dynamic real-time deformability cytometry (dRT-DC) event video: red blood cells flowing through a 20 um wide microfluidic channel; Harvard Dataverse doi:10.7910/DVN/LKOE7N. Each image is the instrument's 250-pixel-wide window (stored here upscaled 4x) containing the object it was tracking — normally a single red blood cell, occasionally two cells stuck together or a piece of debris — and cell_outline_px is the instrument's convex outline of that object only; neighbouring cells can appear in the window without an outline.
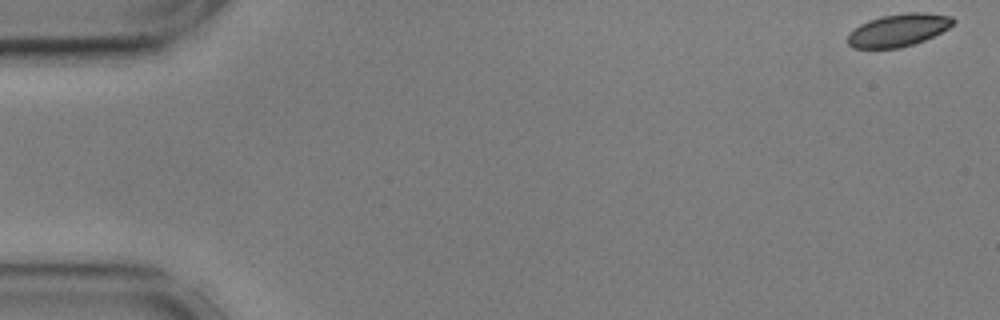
{"species": "common noctule bat (a hibernating species)", "species_latin": "Nyctalus noctula", "temperature_condition": "cold", "stored_images_in_passage": 56, "camera_frame_rate_fps": 3000, "um_per_image_px": 0.085, "animal": {"sex": "male", "body_mass_g": 17.9, "forearm_length_mm": 54.2}, "frame": {"image": 1, "passage_image": 1, "time_ms": 0.0, "image_size_px": [1000, 320], "cell_outline_px": [[956, 20], [948, 28], [924, 40], [900, 48], [852, 48], [848, 44], [848, 32], [860, 24], [868, 20], [880, 16], [908, 12], [924, 12], [952, 16]], "centroid_in_image_um": [76.33, 2.55], "position_along_channel_um": 8.7, "area_um2": 20.06}}
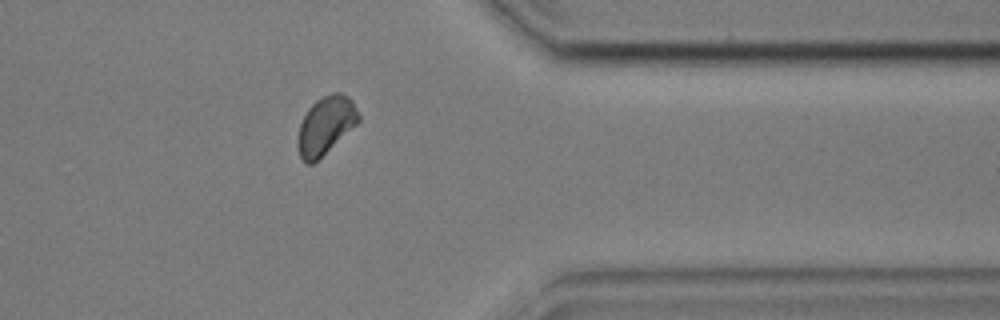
{"frame": {"image": 2, "passage_image": 45, "time_ms": 14.667, "image_size_px": [1000, 320], "cell_outline_px": [[360, 120], [356, 124], [312, 164], [304, 164], [300, 160], [296, 144], [300, 124], [308, 108], [316, 100], [332, 92], [340, 92], [348, 96], [352, 100], [360, 116]], "centroid_in_image_um": [27.64, 10.66], "position_along_channel_um": 383.8, "area_um2": 20.35}}
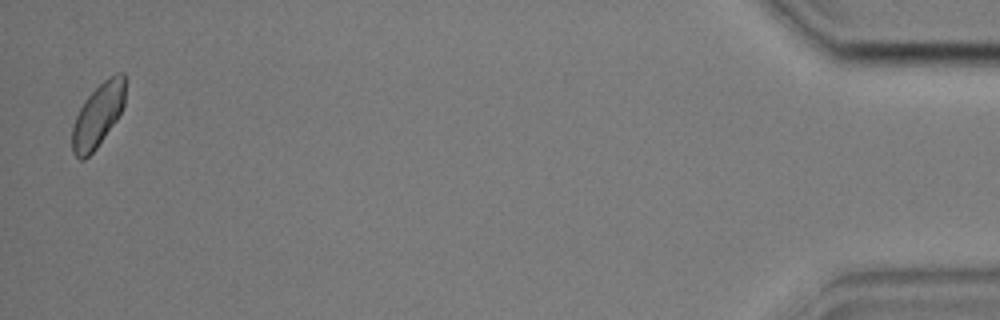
{"frame": {"image": 3, "passage_image": 55, "time_ms": 18.0, "image_size_px": [1000, 320], "cell_outline_px": [[124, 104], [116, 120], [96, 148], [84, 160], [80, 160], [72, 152], [72, 128], [76, 116], [84, 100], [108, 76], [116, 72], [124, 72]], "centroid_in_image_um": [8.31, 9.79], "position_along_channel_um": 426.9, "area_um2": 19.36}, "authors_computed_cell_mechanics": {"area_um2": 20.6635, "velocity_mm_per_s": 3.566, "shape_relaxation_time_tau1_ms": null, "shape_relaxation_time_tau2_ms": 4.9617, "deformation_change_tau1": null, "deformation_change_tau2": 0.0722}}